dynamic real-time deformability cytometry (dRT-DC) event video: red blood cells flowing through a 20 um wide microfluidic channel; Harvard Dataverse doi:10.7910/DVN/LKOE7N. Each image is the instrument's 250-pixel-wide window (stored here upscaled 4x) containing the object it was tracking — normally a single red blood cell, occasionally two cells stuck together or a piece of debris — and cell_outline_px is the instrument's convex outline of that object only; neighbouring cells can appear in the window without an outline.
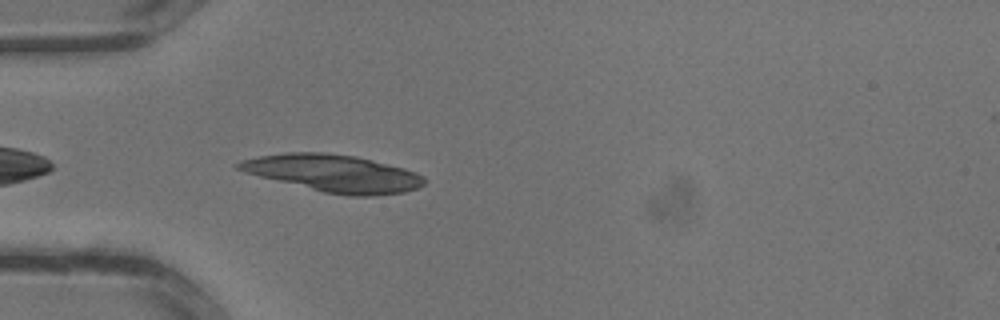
{"species": "common noctule bat (a hibernating species)", "species_latin": "Nyctalus noctula", "temperature_condition": "warm", "stored_images_in_passage": 22, "camera_frame_rate_fps": 3000, "um_per_image_px": 0.085, "animal": {"sex": "male", "body_mass_g": 13.3}, "frame": {"image": 1, "passage_image": 3, "time_ms": 0.667, "image_size_px": [1000, 320], "cell_outline_px": [[428, 180], [424, 184], [416, 188], [404, 192], [372, 196], [348, 196], [324, 192], [244, 172], [236, 168], [236, 164], [240, 160], [260, 156], [284, 152], [324, 152], [356, 156], [404, 168], [416, 172], [424, 176]], "centroid_in_image_um": [28.37, 14.72], "position_along_channel_um": 56.6, "area_um2": 40.11}}
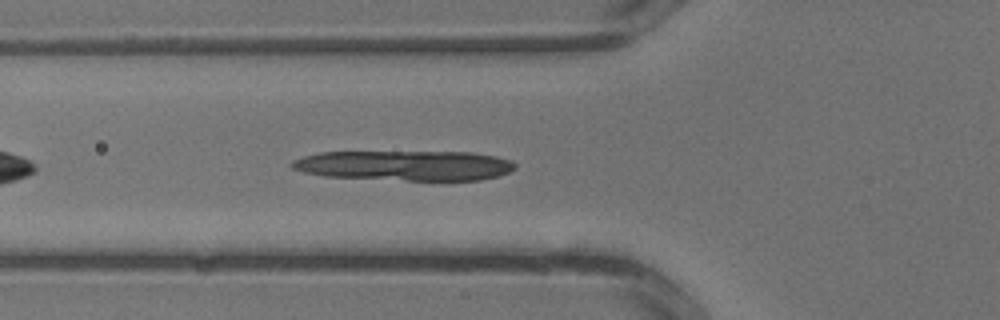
{"frame": {"image": 2, "passage_image": 5, "time_ms": 1.333, "image_size_px": [1000, 320], "cell_outline_px": [[516, 168], [500, 176], [480, 180], [408, 180], [324, 176], [304, 172], [292, 168], [288, 164], [292, 160], [304, 156], [320, 152], [472, 152], [496, 156], [512, 160], [516, 164]], "centroid_in_image_um": [34.44, 14.06], "position_along_channel_um": 91.4, "area_um2": 39.19}}
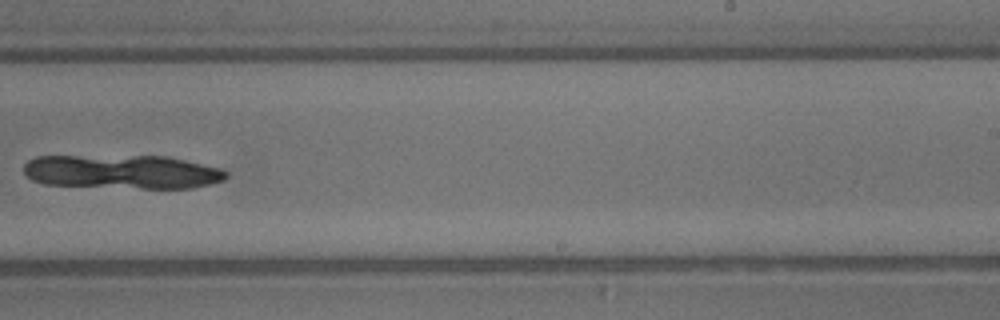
{"frame": {"image": 3, "passage_image": 14, "time_ms": 4.333, "image_size_px": [1000, 320], "cell_outline_px": [[228, 176], [224, 180], [192, 188], [140, 188], [44, 184], [32, 180], [24, 172], [24, 164], [28, 160], [36, 156], [168, 156], [220, 168], [228, 172]], "centroid_in_image_um": [10.39, 14.6], "position_along_channel_um": 278.6, "area_um2": 40.0}}